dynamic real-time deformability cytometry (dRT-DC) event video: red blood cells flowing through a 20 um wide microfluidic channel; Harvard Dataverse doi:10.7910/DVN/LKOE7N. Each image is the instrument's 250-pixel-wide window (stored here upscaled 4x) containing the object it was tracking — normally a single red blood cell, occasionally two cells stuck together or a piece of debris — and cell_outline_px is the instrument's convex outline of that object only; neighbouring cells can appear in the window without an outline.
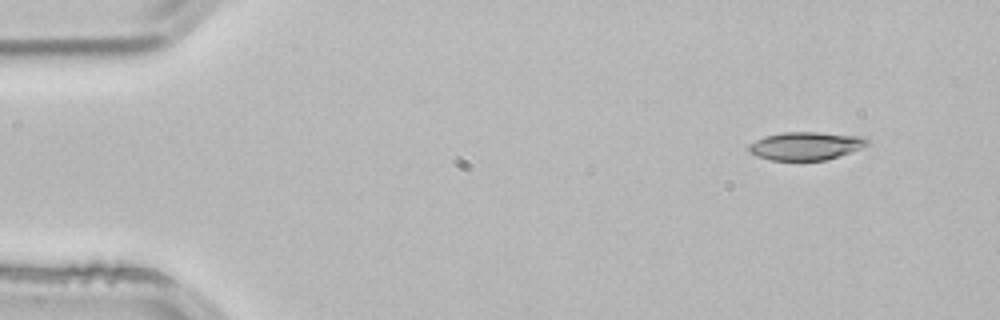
{"species": "common noctule bat (a hibernating species)", "species_latin": "Nyctalus noctula", "temperature_condition": "room temperature", "stored_images_in_passage": 4, "camera_frame_rate_fps": 3000, "um_per_image_px": 0.085, "animal": {"sex": "male", "body_mass_g": 21.5, "forearm_length_mm": 52.0}, "frame": {"image": 1, "passage_image": 1, "time_ms": 0.0, "image_size_px": [1000, 320], "cell_outline_px": [[872, 144], [824, 160], [772, 160], [756, 156], [748, 152], [748, 144], [764, 136], [784, 132], [816, 132], [864, 136]], "centroid_in_image_um": [68.47, 12.39], "position_along_channel_um": 16.5, "area_um2": 19.36}}
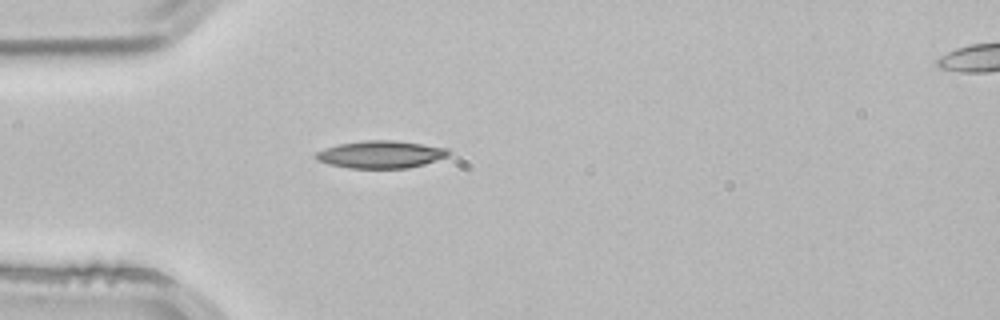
{"frame": {"image": 2, "passage_image": 3, "time_ms": 0.667, "image_size_px": [1000, 320], "cell_outline_px": [[448, 156], [424, 164], [408, 168], [348, 168], [328, 164], [316, 160], [312, 156], [316, 152], [324, 148], [340, 144], [364, 140], [392, 140], [448, 148]], "centroid_in_image_um": [32.3, 13.13], "position_along_channel_um": 52.7, "area_um2": 21.15}}